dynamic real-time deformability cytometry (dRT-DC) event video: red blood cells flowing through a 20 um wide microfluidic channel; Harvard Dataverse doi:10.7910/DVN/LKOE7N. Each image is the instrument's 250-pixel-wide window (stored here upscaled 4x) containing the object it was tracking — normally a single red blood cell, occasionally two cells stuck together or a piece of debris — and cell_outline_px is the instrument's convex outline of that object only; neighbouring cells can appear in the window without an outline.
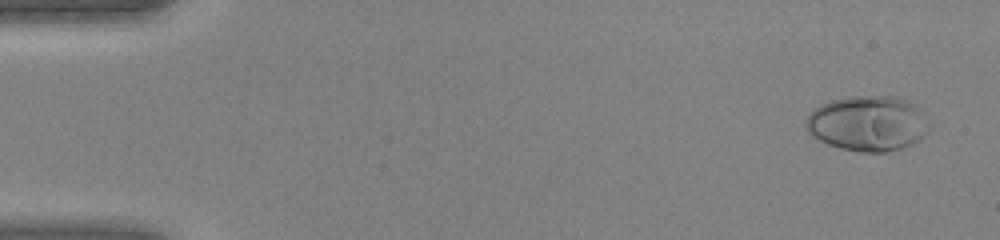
{"species": "human", "species_latin": "Homo sapiens", "temperature_condition": "warm", "stored_images_in_passage": 45, "camera_frame_rate_fps": 3000, "um_per_image_px": 0.085, "donor": {"sex": "female"}, "frame": {"image": 1, "passage_image": 2, "time_ms": 0.333, "image_size_px": [1000, 240], "cell_outline_px": [[932, 128], [920, 140], [912, 144], [888, 152], [860, 152], [840, 148], [828, 144], [812, 136], [808, 132], [804, 124], [804, 120], [820, 104], [832, 100], [848, 96], [892, 96], [908, 100], [924, 108], [932, 124]], "centroid_in_image_um": [73.85, 10.48], "position_along_channel_um": 11.2, "area_um2": 40.63}}
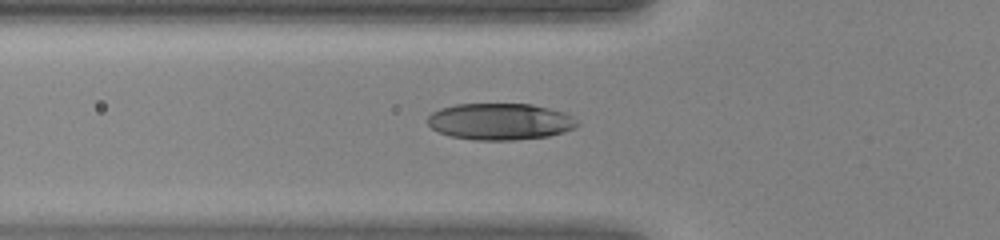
{"frame": {"image": 2, "passage_image": 16, "time_ms": 5.0, "image_size_px": [1000, 240], "cell_outline_px": [[580, 124], [564, 132], [548, 136], [516, 140], [476, 140], [452, 136], [440, 132], [432, 128], [428, 124], [428, 116], [432, 112], [440, 108], [456, 104], [532, 104], [564, 112], [580, 120]], "centroid_in_image_um": [42.53, 10.33], "position_along_channel_um": 83.3, "area_um2": 31.96}}
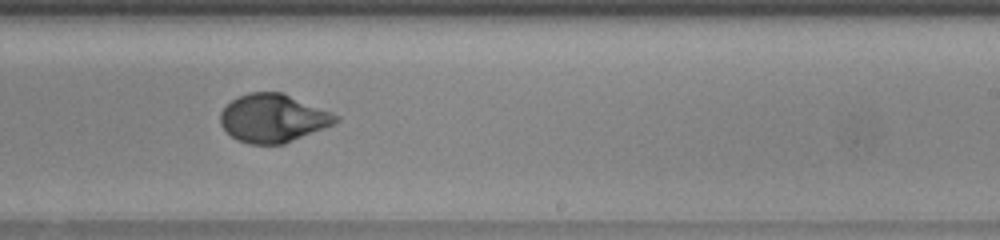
{"frame": {"image": 3, "passage_image": 28, "time_ms": 9.0, "image_size_px": [1000, 240], "cell_outline_px": [[340, 120], [332, 124], [284, 144], [248, 144], [236, 140], [220, 124], [220, 112], [232, 100], [248, 92], [280, 92], [332, 112], [340, 116]], "centroid_in_image_um": [23.19, 10.05], "position_along_channel_um": 265.8, "area_um2": 32.08}}